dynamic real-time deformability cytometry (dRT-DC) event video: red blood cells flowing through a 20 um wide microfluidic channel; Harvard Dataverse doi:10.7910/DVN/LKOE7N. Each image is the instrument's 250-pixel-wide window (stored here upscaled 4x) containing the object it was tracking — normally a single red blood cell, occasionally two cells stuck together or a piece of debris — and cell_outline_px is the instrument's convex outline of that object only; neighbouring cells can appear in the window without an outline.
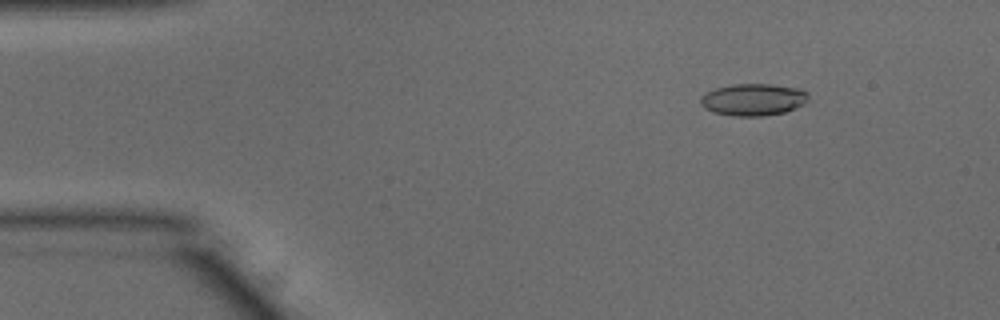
{"species": "common noctule bat (a hibernating species)", "species_latin": "Nyctalus noctula", "temperature_condition": "warm", "stored_images_in_passage": 52, "camera_frame_rate_fps": 3000, "um_per_image_px": 0.085, "animal": {"sex": "male", "body_mass_g": 15.6}, "frame": {"image": 1, "passage_image": 7, "time_ms": 2.0, "image_size_px": [1000, 320], "cell_outline_px": [[808, 100], [804, 104], [784, 112], [760, 116], [732, 116], [712, 112], [704, 108], [700, 104], [700, 96], [716, 88], [732, 84], [772, 84], [800, 88], [808, 92]], "centroid_in_image_um": [64.02, 8.46], "position_along_channel_um": 21.0, "area_um2": 20.23}}
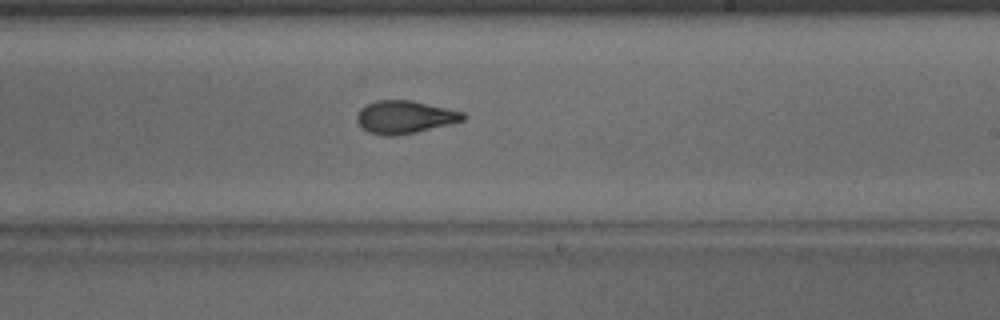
{"frame": {"image": 2, "passage_image": 31, "time_ms": 10.0, "image_size_px": [1000, 320], "cell_outline_px": [[468, 116], [464, 120], [416, 132], [392, 136], [388, 136], [368, 132], [356, 120], [356, 116], [360, 108], [376, 100], [412, 100], [448, 108], [464, 112]], "centroid_in_image_um": [34.42, 9.94], "position_along_channel_um": 254.6, "area_um2": 20.23}}
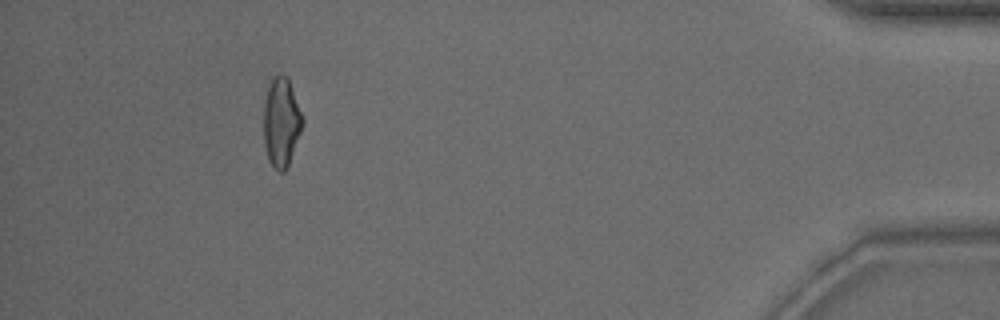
{"frame": {"image": 3, "passage_image": 48, "time_ms": 15.667, "image_size_px": [1000, 320], "cell_outline_px": [[304, 120], [300, 132], [288, 164], [284, 172], [276, 172], [272, 168], [268, 160], [264, 144], [264, 104], [268, 84], [272, 76], [280, 72], [288, 76]], "centroid_in_image_um": [23.89, 10.35], "position_along_channel_um": 411.3, "area_um2": 20.4}, "authors_computed_cell_mechanics": {"area_um2": 20.0855, "velocity_mm_per_s": 3.8589, "shape_relaxation_time_tau1_ms": 8.2818, "shape_relaxation_time_tau2_ms": 2.0453, "deformation_change_tau1": 0.2256, "deformation_change_tau2": 0.0978}}